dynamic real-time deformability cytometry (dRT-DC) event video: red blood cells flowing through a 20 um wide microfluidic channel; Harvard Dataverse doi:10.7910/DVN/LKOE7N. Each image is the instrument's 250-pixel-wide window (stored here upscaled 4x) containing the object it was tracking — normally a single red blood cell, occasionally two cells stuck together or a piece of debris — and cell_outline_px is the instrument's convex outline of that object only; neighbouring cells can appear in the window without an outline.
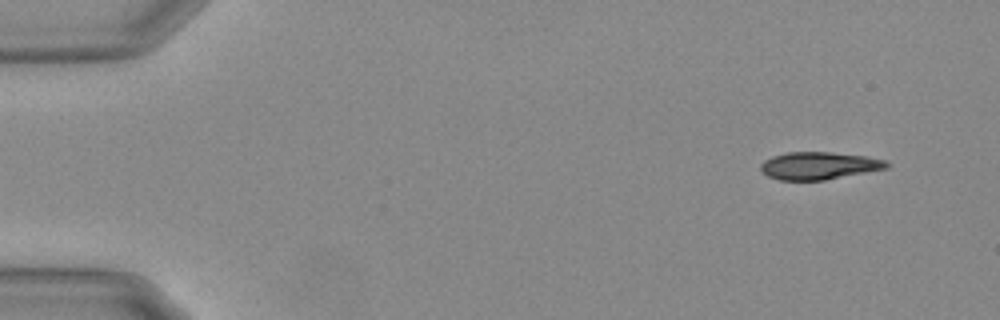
{"species": "Egyptian fruit bat (a non-hibernating species)", "species_latin": "Rousettus aegyptiacus", "temperature_condition": "warm", "stored_images_in_passage": 52, "camera_frame_rate_fps": 3000, "um_per_image_px": 0.085, "animal": {"sex": "female"}, "frame": {"image": 1, "passage_image": 1, "time_ms": 0.0, "image_size_px": [1000, 320], "cell_outline_px": [[888, 168], [824, 180], [780, 180], [768, 176], [760, 168], [760, 164], [764, 160], [772, 156], [788, 152], [828, 152], [864, 156], [884, 160], [888, 164]], "centroid_in_image_um": [69.57, 14.08], "position_along_channel_um": 15.4, "area_um2": 19.94}}
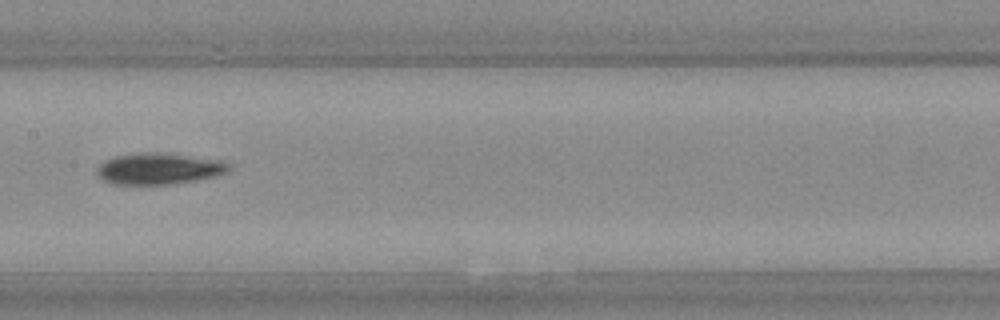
{"frame": {"image": 2, "passage_image": 25, "time_ms": 8.0, "image_size_px": [1000, 320], "cell_outline_px": [[228, 168], [224, 172], [216, 176], [176, 184], [112, 184], [104, 180], [96, 172], [96, 168], [104, 160], [116, 156], [140, 152], [156, 152], [220, 160], [228, 164]], "centroid_in_image_um": [13.44, 14.34], "position_along_channel_um": 194.0, "area_um2": 23.81}}
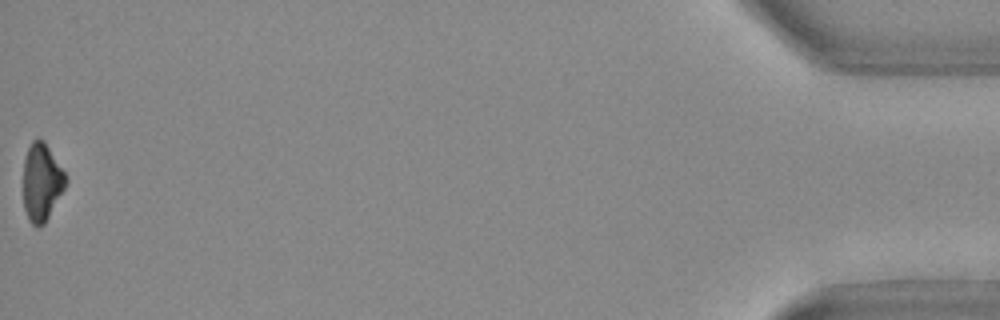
{"frame": {"image": 3, "passage_image": 52, "time_ms": 17.0, "image_size_px": [1000, 320], "cell_outline_px": [[68, 180], [64, 188], [44, 224], [36, 228], [28, 220], [24, 208], [24, 160], [28, 148], [32, 140], [36, 136], [44, 140], [64, 172]], "centroid_in_image_um": [3.53, 15.47], "position_along_channel_um": 431.7, "area_um2": 19.07}, "authors_computed_cell_mechanics": {"area_um2": 21.7906, "velocity_mm_per_s": 3.7242, "shape_relaxation_time_tau1_ms": 3.2495, "shape_relaxation_time_tau2_ms": null, "deformation_change_tau1": 0.1576, "deformation_change_tau2": null}}